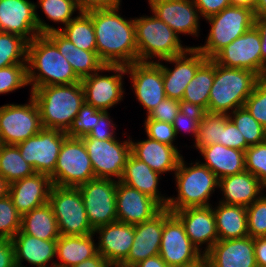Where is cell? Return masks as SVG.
<instances>
[{
  "label": "cell",
  "mask_w": 266,
  "mask_h": 267,
  "mask_svg": "<svg viewBox=\"0 0 266 267\" xmlns=\"http://www.w3.org/2000/svg\"><path fill=\"white\" fill-rule=\"evenodd\" d=\"M119 7L91 10L97 55L105 65L138 62L134 19L119 15Z\"/></svg>",
  "instance_id": "cell-1"
},
{
  "label": "cell",
  "mask_w": 266,
  "mask_h": 267,
  "mask_svg": "<svg viewBox=\"0 0 266 267\" xmlns=\"http://www.w3.org/2000/svg\"><path fill=\"white\" fill-rule=\"evenodd\" d=\"M27 79L31 91L47 85L81 82L69 62L45 34L36 36L27 45Z\"/></svg>",
  "instance_id": "cell-2"
},
{
  "label": "cell",
  "mask_w": 266,
  "mask_h": 267,
  "mask_svg": "<svg viewBox=\"0 0 266 267\" xmlns=\"http://www.w3.org/2000/svg\"><path fill=\"white\" fill-rule=\"evenodd\" d=\"M35 100L43 128L67 132L85 103L81 82L47 85L30 92Z\"/></svg>",
  "instance_id": "cell-3"
},
{
  "label": "cell",
  "mask_w": 266,
  "mask_h": 267,
  "mask_svg": "<svg viewBox=\"0 0 266 267\" xmlns=\"http://www.w3.org/2000/svg\"><path fill=\"white\" fill-rule=\"evenodd\" d=\"M259 78L250 70L228 68L214 61V82L209 94L208 112L228 114L243 107Z\"/></svg>",
  "instance_id": "cell-4"
},
{
  "label": "cell",
  "mask_w": 266,
  "mask_h": 267,
  "mask_svg": "<svg viewBox=\"0 0 266 267\" xmlns=\"http://www.w3.org/2000/svg\"><path fill=\"white\" fill-rule=\"evenodd\" d=\"M181 158L174 172L177 197H169L166 208L172 213L189 207L210 206L209 198L219 188V178L204 164L191 163L190 166Z\"/></svg>",
  "instance_id": "cell-5"
},
{
  "label": "cell",
  "mask_w": 266,
  "mask_h": 267,
  "mask_svg": "<svg viewBox=\"0 0 266 267\" xmlns=\"http://www.w3.org/2000/svg\"><path fill=\"white\" fill-rule=\"evenodd\" d=\"M134 23L138 62H154V57L163 61L184 53L190 47L182 46L179 35L154 14L135 18Z\"/></svg>",
  "instance_id": "cell-6"
},
{
  "label": "cell",
  "mask_w": 266,
  "mask_h": 267,
  "mask_svg": "<svg viewBox=\"0 0 266 267\" xmlns=\"http://www.w3.org/2000/svg\"><path fill=\"white\" fill-rule=\"evenodd\" d=\"M254 11L238 6H229L207 19L211 29L207 41L196 48L207 58L212 59L221 49L254 26Z\"/></svg>",
  "instance_id": "cell-7"
},
{
  "label": "cell",
  "mask_w": 266,
  "mask_h": 267,
  "mask_svg": "<svg viewBox=\"0 0 266 267\" xmlns=\"http://www.w3.org/2000/svg\"><path fill=\"white\" fill-rule=\"evenodd\" d=\"M53 185L77 188L95 179L94 170L82 138L66 137L60 148L54 172Z\"/></svg>",
  "instance_id": "cell-8"
},
{
  "label": "cell",
  "mask_w": 266,
  "mask_h": 267,
  "mask_svg": "<svg viewBox=\"0 0 266 267\" xmlns=\"http://www.w3.org/2000/svg\"><path fill=\"white\" fill-rule=\"evenodd\" d=\"M48 203L52 207L61 236H82L94 232L78 188L53 185Z\"/></svg>",
  "instance_id": "cell-9"
},
{
  "label": "cell",
  "mask_w": 266,
  "mask_h": 267,
  "mask_svg": "<svg viewBox=\"0 0 266 267\" xmlns=\"http://www.w3.org/2000/svg\"><path fill=\"white\" fill-rule=\"evenodd\" d=\"M37 8L29 0H0V31L18 35L28 43L40 34L58 31L39 18Z\"/></svg>",
  "instance_id": "cell-10"
},
{
  "label": "cell",
  "mask_w": 266,
  "mask_h": 267,
  "mask_svg": "<svg viewBox=\"0 0 266 267\" xmlns=\"http://www.w3.org/2000/svg\"><path fill=\"white\" fill-rule=\"evenodd\" d=\"M159 255L169 267H199L204 263V255L192 244L174 213L164 221Z\"/></svg>",
  "instance_id": "cell-11"
},
{
  "label": "cell",
  "mask_w": 266,
  "mask_h": 267,
  "mask_svg": "<svg viewBox=\"0 0 266 267\" xmlns=\"http://www.w3.org/2000/svg\"><path fill=\"white\" fill-rule=\"evenodd\" d=\"M35 100L30 96L28 104L0 106V140L5 145H17L35 136L42 129Z\"/></svg>",
  "instance_id": "cell-12"
},
{
  "label": "cell",
  "mask_w": 266,
  "mask_h": 267,
  "mask_svg": "<svg viewBox=\"0 0 266 267\" xmlns=\"http://www.w3.org/2000/svg\"><path fill=\"white\" fill-rule=\"evenodd\" d=\"M82 141L90 157L95 178L113 179L115 177L119 181L131 154L130 137L123 142H119L116 138L106 140L82 138Z\"/></svg>",
  "instance_id": "cell-13"
},
{
  "label": "cell",
  "mask_w": 266,
  "mask_h": 267,
  "mask_svg": "<svg viewBox=\"0 0 266 267\" xmlns=\"http://www.w3.org/2000/svg\"><path fill=\"white\" fill-rule=\"evenodd\" d=\"M77 188L93 229L117 221L115 179L95 178Z\"/></svg>",
  "instance_id": "cell-14"
},
{
  "label": "cell",
  "mask_w": 266,
  "mask_h": 267,
  "mask_svg": "<svg viewBox=\"0 0 266 267\" xmlns=\"http://www.w3.org/2000/svg\"><path fill=\"white\" fill-rule=\"evenodd\" d=\"M67 137L66 132L42 128L35 136L18 143L23 159L33 166L36 173L51 175L63 141Z\"/></svg>",
  "instance_id": "cell-15"
},
{
  "label": "cell",
  "mask_w": 266,
  "mask_h": 267,
  "mask_svg": "<svg viewBox=\"0 0 266 267\" xmlns=\"http://www.w3.org/2000/svg\"><path fill=\"white\" fill-rule=\"evenodd\" d=\"M102 71H113L115 74L99 75ZM123 74H126V66L105 65L100 71L82 79L85 103L108 112L110 108L123 100Z\"/></svg>",
  "instance_id": "cell-16"
},
{
  "label": "cell",
  "mask_w": 266,
  "mask_h": 267,
  "mask_svg": "<svg viewBox=\"0 0 266 267\" xmlns=\"http://www.w3.org/2000/svg\"><path fill=\"white\" fill-rule=\"evenodd\" d=\"M217 64L246 69L262 77L261 38L255 26L221 49L213 58Z\"/></svg>",
  "instance_id": "cell-17"
},
{
  "label": "cell",
  "mask_w": 266,
  "mask_h": 267,
  "mask_svg": "<svg viewBox=\"0 0 266 267\" xmlns=\"http://www.w3.org/2000/svg\"><path fill=\"white\" fill-rule=\"evenodd\" d=\"M206 60L207 58L196 47L192 46L180 55L164 59L166 63L175 64L174 69H169L159 61H155L162 68L166 98L182 101L185 88Z\"/></svg>",
  "instance_id": "cell-18"
},
{
  "label": "cell",
  "mask_w": 266,
  "mask_h": 267,
  "mask_svg": "<svg viewBox=\"0 0 266 267\" xmlns=\"http://www.w3.org/2000/svg\"><path fill=\"white\" fill-rule=\"evenodd\" d=\"M136 99L147 115L166 98L162 68L156 62H135L126 66Z\"/></svg>",
  "instance_id": "cell-19"
},
{
  "label": "cell",
  "mask_w": 266,
  "mask_h": 267,
  "mask_svg": "<svg viewBox=\"0 0 266 267\" xmlns=\"http://www.w3.org/2000/svg\"><path fill=\"white\" fill-rule=\"evenodd\" d=\"M172 214L163 208L148 221L134 225V241L127 258L118 267H133L148 257L159 255L164 221Z\"/></svg>",
  "instance_id": "cell-20"
},
{
  "label": "cell",
  "mask_w": 266,
  "mask_h": 267,
  "mask_svg": "<svg viewBox=\"0 0 266 267\" xmlns=\"http://www.w3.org/2000/svg\"><path fill=\"white\" fill-rule=\"evenodd\" d=\"M152 13L177 35L198 37L199 12L193 0H148Z\"/></svg>",
  "instance_id": "cell-21"
},
{
  "label": "cell",
  "mask_w": 266,
  "mask_h": 267,
  "mask_svg": "<svg viewBox=\"0 0 266 267\" xmlns=\"http://www.w3.org/2000/svg\"><path fill=\"white\" fill-rule=\"evenodd\" d=\"M117 221L138 224L152 219L163 207L152 197L117 181L116 188Z\"/></svg>",
  "instance_id": "cell-22"
},
{
  "label": "cell",
  "mask_w": 266,
  "mask_h": 267,
  "mask_svg": "<svg viewBox=\"0 0 266 267\" xmlns=\"http://www.w3.org/2000/svg\"><path fill=\"white\" fill-rule=\"evenodd\" d=\"M206 267H257L254 238L218 240L204 255Z\"/></svg>",
  "instance_id": "cell-23"
},
{
  "label": "cell",
  "mask_w": 266,
  "mask_h": 267,
  "mask_svg": "<svg viewBox=\"0 0 266 267\" xmlns=\"http://www.w3.org/2000/svg\"><path fill=\"white\" fill-rule=\"evenodd\" d=\"M174 214L183 223L186 234L192 244L203 255H205L219 240L212 205L204 207H189L175 211ZM203 244H207V246L202 251L200 247Z\"/></svg>",
  "instance_id": "cell-24"
},
{
  "label": "cell",
  "mask_w": 266,
  "mask_h": 267,
  "mask_svg": "<svg viewBox=\"0 0 266 267\" xmlns=\"http://www.w3.org/2000/svg\"><path fill=\"white\" fill-rule=\"evenodd\" d=\"M98 233V253L118 267L128 256L134 241V225L113 222L94 229Z\"/></svg>",
  "instance_id": "cell-25"
},
{
  "label": "cell",
  "mask_w": 266,
  "mask_h": 267,
  "mask_svg": "<svg viewBox=\"0 0 266 267\" xmlns=\"http://www.w3.org/2000/svg\"><path fill=\"white\" fill-rule=\"evenodd\" d=\"M53 183L47 174L35 173L9 185V196L21 214L48 203Z\"/></svg>",
  "instance_id": "cell-26"
},
{
  "label": "cell",
  "mask_w": 266,
  "mask_h": 267,
  "mask_svg": "<svg viewBox=\"0 0 266 267\" xmlns=\"http://www.w3.org/2000/svg\"><path fill=\"white\" fill-rule=\"evenodd\" d=\"M179 152L176 146H169L149 137L137 143L131 139V153L160 174L176 171L183 157Z\"/></svg>",
  "instance_id": "cell-27"
},
{
  "label": "cell",
  "mask_w": 266,
  "mask_h": 267,
  "mask_svg": "<svg viewBox=\"0 0 266 267\" xmlns=\"http://www.w3.org/2000/svg\"><path fill=\"white\" fill-rule=\"evenodd\" d=\"M219 188L225 199L219 202L248 207L263 194L262 190L266 187L254 175L245 170L220 178Z\"/></svg>",
  "instance_id": "cell-28"
},
{
  "label": "cell",
  "mask_w": 266,
  "mask_h": 267,
  "mask_svg": "<svg viewBox=\"0 0 266 267\" xmlns=\"http://www.w3.org/2000/svg\"><path fill=\"white\" fill-rule=\"evenodd\" d=\"M11 241L16 267H25L23 260L32 266L47 267V263L56 257L57 240H42L19 231Z\"/></svg>",
  "instance_id": "cell-29"
},
{
  "label": "cell",
  "mask_w": 266,
  "mask_h": 267,
  "mask_svg": "<svg viewBox=\"0 0 266 267\" xmlns=\"http://www.w3.org/2000/svg\"><path fill=\"white\" fill-rule=\"evenodd\" d=\"M161 174L151 169L146 163L137 159L132 153L128 157L120 182L152 197L166 208L169 197L159 193L158 183Z\"/></svg>",
  "instance_id": "cell-30"
},
{
  "label": "cell",
  "mask_w": 266,
  "mask_h": 267,
  "mask_svg": "<svg viewBox=\"0 0 266 267\" xmlns=\"http://www.w3.org/2000/svg\"><path fill=\"white\" fill-rule=\"evenodd\" d=\"M45 35L57 46L80 80L100 71L105 66L98 57L97 51H87L76 47L59 31H52Z\"/></svg>",
  "instance_id": "cell-31"
},
{
  "label": "cell",
  "mask_w": 266,
  "mask_h": 267,
  "mask_svg": "<svg viewBox=\"0 0 266 267\" xmlns=\"http://www.w3.org/2000/svg\"><path fill=\"white\" fill-rule=\"evenodd\" d=\"M198 151L204 157L202 163L219 179L245 171V151L226 147L222 144H209Z\"/></svg>",
  "instance_id": "cell-32"
},
{
  "label": "cell",
  "mask_w": 266,
  "mask_h": 267,
  "mask_svg": "<svg viewBox=\"0 0 266 267\" xmlns=\"http://www.w3.org/2000/svg\"><path fill=\"white\" fill-rule=\"evenodd\" d=\"M95 234L74 236H59L57 239L56 257L59 263L53 261L51 267H73L84 260L98 254L97 244L94 243Z\"/></svg>",
  "instance_id": "cell-33"
},
{
  "label": "cell",
  "mask_w": 266,
  "mask_h": 267,
  "mask_svg": "<svg viewBox=\"0 0 266 267\" xmlns=\"http://www.w3.org/2000/svg\"><path fill=\"white\" fill-rule=\"evenodd\" d=\"M219 240H231L249 236L246 207L220 202L213 208Z\"/></svg>",
  "instance_id": "cell-34"
},
{
  "label": "cell",
  "mask_w": 266,
  "mask_h": 267,
  "mask_svg": "<svg viewBox=\"0 0 266 267\" xmlns=\"http://www.w3.org/2000/svg\"><path fill=\"white\" fill-rule=\"evenodd\" d=\"M20 231L42 240H57L60 233L51 205L46 203L23 214Z\"/></svg>",
  "instance_id": "cell-35"
},
{
  "label": "cell",
  "mask_w": 266,
  "mask_h": 267,
  "mask_svg": "<svg viewBox=\"0 0 266 267\" xmlns=\"http://www.w3.org/2000/svg\"><path fill=\"white\" fill-rule=\"evenodd\" d=\"M214 82V60L207 59L185 88L183 106L200 107L208 112L209 94Z\"/></svg>",
  "instance_id": "cell-36"
},
{
  "label": "cell",
  "mask_w": 266,
  "mask_h": 267,
  "mask_svg": "<svg viewBox=\"0 0 266 267\" xmlns=\"http://www.w3.org/2000/svg\"><path fill=\"white\" fill-rule=\"evenodd\" d=\"M58 31L76 47L87 51H97L91 11L79 12L78 16H74L63 29H58Z\"/></svg>",
  "instance_id": "cell-37"
},
{
  "label": "cell",
  "mask_w": 266,
  "mask_h": 267,
  "mask_svg": "<svg viewBox=\"0 0 266 267\" xmlns=\"http://www.w3.org/2000/svg\"><path fill=\"white\" fill-rule=\"evenodd\" d=\"M36 173L33 166L27 163L16 145L2 144L0 147V175L9 184Z\"/></svg>",
  "instance_id": "cell-38"
},
{
  "label": "cell",
  "mask_w": 266,
  "mask_h": 267,
  "mask_svg": "<svg viewBox=\"0 0 266 267\" xmlns=\"http://www.w3.org/2000/svg\"><path fill=\"white\" fill-rule=\"evenodd\" d=\"M27 45L24 38L0 31V68L27 64Z\"/></svg>",
  "instance_id": "cell-39"
},
{
  "label": "cell",
  "mask_w": 266,
  "mask_h": 267,
  "mask_svg": "<svg viewBox=\"0 0 266 267\" xmlns=\"http://www.w3.org/2000/svg\"><path fill=\"white\" fill-rule=\"evenodd\" d=\"M228 116L242 133L249 146L266 141V129L244 106L228 113Z\"/></svg>",
  "instance_id": "cell-40"
},
{
  "label": "cell",
  "mask_w": 266,
  "mask_h": 267,
  "mask_svg": "<svg viewBox=\"0 0 266 267\" xmlns=\"http://www.w3.org/2000/svg\"><path fill=\"white\" fill-rule=\"evenodd\" d=\"M225 113L205 112L199 124L195 141L197 150L209 144H221L222 129L225 127Z\"/></svg>",
  "instance_id": "cell-41"
},
{
  "label": "cell",
  "mask_w": 266,
  "mask_h": 267,
  "mask_svg": "<svg viewBox=\"0 0 266 267\" xmlns=\"http://www.w3.org/2000/svg\"><path fill=\"white\" fill-rule=\"evenodd\" d=\"M21 219L9 195L0 199V239L11 240L21 229Z\"/></svg>",
  "instance_id": "cell-42"
},
{
  "label": "cell",
  "mask_w": 266,
  "mask_h": 267,
  "mask_svg": "<svg viewBox=\"0 0 266 267\" xmlns=\"http://www.w3.org/2000/svg\"><path fill=\"white\" fill-rule=\"evenodd\" d=\"M38 2L36 4H39L48 19L60 22L63 26L73 19L74 11L80 12L76 0H38Z\"/></svg>",
  "instance_id": "cell-43"
},
{
  "label": "cell",
  "mask_w": 266,
  "mask_h": 267,
  "mask_svg": "<svg viewBox=\"0 0 266 267\" xmlns=\"http://www.w3.org/2000/svg\"><path fill=\"white\" fill-rule=\"evenodd\" d=\"M248 234L252 238L266 237V195L262 194L246 207Z\"/></svg>",
  "instance_id": "cell-44"
},
{
  "label": "cell",
  "mask_w": 266,
  "mask_h": 267,
  "mask_svg": "<svg viewBox=\"0 0 266 267\" xmlns=\"http://www.w3.org/2000/svg\"><path fill=\"white\" fill-rule=\"evenodd\" d=\"M245 169L266 187V141L246 149Z\"/></svg>",
  "instance_id": "cell-45"
},
{
  "label": "cell",
  "mask_w": 266,
  "mask_h": 267,
  "mask_svg": "<svg viewBox=\"0 0 266 267\" xmlns=\"http://www.w3.org/2000/svg\"><path fill=\"white\" fill-rule=\"evenodd\" d=\"M27 85V64H15L0 68V94L10 93Z\"/></svg>",
  "instance_id": "cell-46"
},
{
  "label": "cell",
  "mask_w": 266,
  "mask_h": 267,
  "mask_svg": "<svg viewBox=\"0 0 266 267\" xmlns=\"http://www.w3.org/2000/svg\"><path fill=\"white\" fill-rule=\"evenodd\" d=\"M244 107L266 129V76L259 78Z\"/></svg>",
  "instance_id": "cell-47"
},
{
  "label": "cell",
  "mask_w": 266,
  "mask_h": 267,
  "mask_svg": "<svg viewBox=\"0 0 266 267\" xmlns=\"http://www.w3.org/2000/svg\"><path fill=\"white\" fill-rule=\"evenodd\" d=\"M205 112L206 111L200 107L182 106L180 112L175 117L173 122V128L176 136L180 131L184 130L185 132H191L196 140L199 124Z\"/></svg>",
  "instance_id": "cell-48"
},
{
  "label": "cell",
  "mask_w": 266,
  "mask_h": 267,
  "mask_svg": "<svg viewBox=\"0 0 266 267\" xmlns=\"http://www.w3.org/2000/svg\"><path fill=\"white\" fill-rule=\"evenodd\" d=\"M97 108H94L92 105L84 103L76 118L73 120L72 125L66 132L68 137L82 138L87 136L94 125L96 124V112Z\"/></svg>",
  "instance_id": "cell-49"
},
{
  "label": "cell",
  "mask_w": 266,
  "mask_h": 267,
  "mask_svg": "<svg viewBox=\"0 0 266 267\" xmlns=\"http://www.w3.org/2000/svg\"><path fill=\"white\" fill-rule=\"evenodd\" d=\"M144 127L147 137L157 140L160 143L174 146L173 142L176 140L177 136L173 128V124L153 119H146Z\"/></svg>",
  "instance_id": "cell-50"
},
{
  "label": "cell",
  "mask_w": 266,
  "mask_h": 267,
  "mask_svg": "<svg viewBox=\"0 0 266 267\" xmlns=\"http://www.w3.org/2000/svg\"><path fill=\"white\" fill-rule=\"evenodd\" d=\"M182 106L183 105L179 100L165 98L158 106L149 112L146 119H153L173 124L174 119L180 112Z\"/></svg>",
  "instance_id": "cell-51"
},
{
  "label": "cell",
  "mask_w": 266,
  "mask_h": 267,
  "mask_svg": "<svg viewBox=\"0 0 266 267\" xmlns=\"http://www.w3.org/2000/svg\"><path fill=\"white\" fill-rule=\"evenodd\" d=\"M109 112L98 110L96 112V124L90 133L82 138H95L98 140L113 139L115 137V124L109 117Z\"/></svg>",
  "instance_id": "cell-52"
},
{
  "label": "cell",
  "mask_w": 266,
  "mask_h": 267,
  "mask_svg": "<svg viewBox=\"0 0 266 267\" xmlns=\"http://www.w3.org/2000/svg\"><path fill=\"white\" fill-rule=\"evenodd\" d=\"M221 144L241 151H246L249 147L242 133L237 129L228 114L225 115V127L222 129Z\"/></svg>",
  "instance_id": "cell-53"
},
{
  "label": "cell",
  "mask_w": 266,
  "mask_h": 267,
  "mask_svg": "<svg viewBox=\"0 0 266 267\" xmlns=\"http://www.w3.org/2000/svg\"><path fill=\"white\" fill-rule=\"evenodd\" d=\"M199 14L205 19L218 14L231 5L230 0H193Z\"/></svg>",
  "instance_id": "cell-54"
},
{
  "label": "cell",
  "mask_w": 266,
  "mask_h": 267,
  "mask_svg": "<svg viewBox=\"0 0 266 267\" xmlns=\"http://www.w3.org/2000/svg\"><path fill=\"white\" fill-rule=\"evenodd\" d=\"M80 12H88L95 9H107L118 6L121 0H76Z\"/></svg>",
  "instance_id": "cell-55"
},
{
  "label": "cell",
  "mask_w": 266,
  "mask_h": 267,
  "mask_svg": "<svg viewBox=\"0 0 266 267\" xmlns=\"http://www.w3.org/2000/svg\"><path fill=\"white\" fill-rule=\"evenodd\" d=\"M0 267H16L14 246L9 239H0Z\"/></svg>",
  "instance_id": "cell-56"
},
{
  "label": "cell",
  "mask_w": 266,
  "mask_h": 267,
  "mask_svg": "<svg viewBox=\"0 0 266 267\" xmlns=\"http://www.w3.org/2000/svg\"><path fill=\"white\" fill-rule=\"evenodd\" d=\"M254 26L261 38L262 77L266 76V17H256Z\"/></svg>",
  "instance_id": "cell-57"
},
{
  "label": "cell",
  "mask_w": 266,
  "mask_h": 267,
  "mask_svg": "<svg viewBox=\"0 0 266 267\" xmlns=\"http://www.w3.org/2000/svg\"><path fill=\"white\" fill-rule=\"evenodd\" d=\"M254 253L257 267H266V237L254 238Z\"/></svg>",
  "instance_id": "cell-58"
},
{
  "label": "cell",
  "mask_w": 266,
  "mask_h": 267,
  "mask_svg": "<svg viewBox=\"0 0 266 267\" xmlns=\"http://www.w3.org/2000/svg\"><path fill=\"white\" fill-rule=\"evenodd\" d=\"M73 267H116L106 261L99 253L90 259L84 260L78 265Z\"/></svg>",
  "instance_id": "cell-59"
},
{
  "label": "cell",
  "mask_w": 266,
  "mask_h": 267,
  "mask_svg": "<svg viewBox=\"0 0 266 267\" xmlns=\"http://www.w3.org/2000/svg\"><path fill=\"white\" fill-rule=\"evenodd\" d=\"M133 267H169L160 255L148 257L146 260L140 261Z\"/></svg>",
  "instance_id": "cell-60"
},
{
  "label": "cell",
  "mask_w": 266,
  "mask_h": 267,
  "mask_svg": "<svg viewBox=\"0 0 266 267\" xmlns=\"http://www.w3.org/2000/svg\"><path fill=\"white\" fill-rule=\"evenodd\" d=\"M230 3L231 6L245 7L254 11L257 0H230Z\"/></svg>",
  "instance_id": "cell-61"
},
{
  "label": "cell",
  "mask_w": 266,
  "mask_h": 267,
  "mask_svg": "<svg viewBox=\"0 0 266 267\" xmlns=\"http://www.w3.org/2000/svg\"><path fill=\"white\" fill-rule=\"evenodd\" d=\"M254 14L256 17H266V0H257Z\"/></svg>",
  "instance_id": "cell-62"
},
{
  "label": "cell",
  "mask_w": 266,
  "mask_h": 267,
  "mask_svg": "<svg viewBox=\"0 0 266 267\" xmlns=\"http://www.w3.org/2000/svg\"><path fill=\"white\" fill-rule=\"evenodd\" d=\"M9 185L8 181L0 175V199L9 194Z\"/></svg>",
  "instance_id": "cell-63"
}]
</instances>
